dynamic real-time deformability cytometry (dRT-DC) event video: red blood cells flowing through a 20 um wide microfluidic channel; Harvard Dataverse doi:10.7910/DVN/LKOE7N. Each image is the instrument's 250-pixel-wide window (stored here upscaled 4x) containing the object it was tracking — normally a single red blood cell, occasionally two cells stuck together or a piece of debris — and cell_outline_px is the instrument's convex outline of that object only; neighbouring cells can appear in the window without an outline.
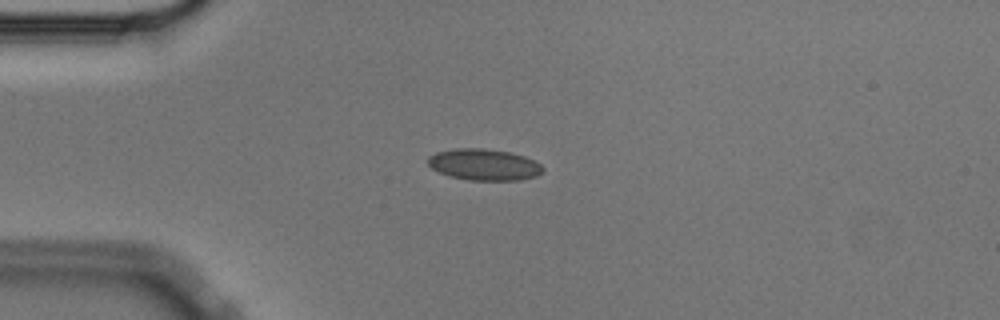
{"species": "Egyptian fruit bat (a non-hibernating species)", "species_latin": "Rousettus aegyptiacus", "temperature_condition": "cold", "stored_images_in_passage": 43, "camera_frame_rate_fps": 3000, "um_per_image_px": 0.085, "animal": {"sex": "male"}, "frame": {"image": 1, "passage_image": 1, "time_ms": 0.0, "image_size_px": [1000, 320], "cell_outline_px": [[544, 168], [536, 176], [520, 180], [468, 180], [448, 176], [432, 168], [428, 164], [428, 156], [436, 152], [456, 148], [484, 148], [508, 152], [524, 156], [540, 164]], "centroid_in_image_um": [41.11, 13.99], "position_along_channel_um": 43.9, "area_um2": 20.92}}
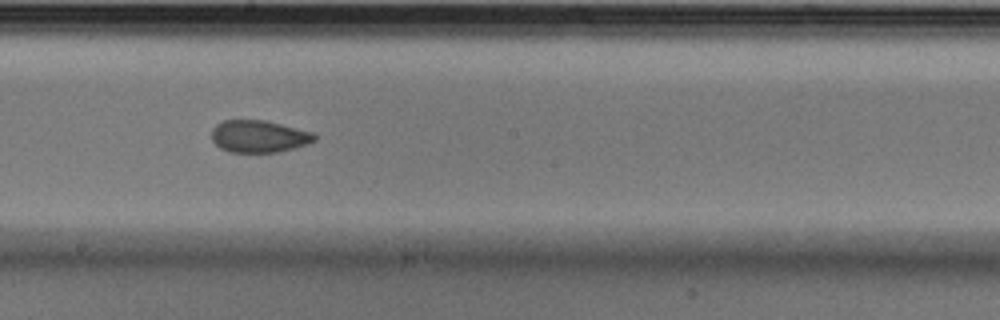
{"frame": {"image": 2, "passage_image": 18, "time_ms": 5.667, "image_size_px": [1000, 320], "cell_outline_px": [[316, 140], [308, 144], [296, 148], [276, 152], [228, 152], [220, 148], [212, 140], [212, 128], [216, 124], [224, 120], [264, 120], [312, 132], [316, 136]], "centroid_in_image_um": [22.0, 11.6], "position_along_channel_um": 226.2, "area_um2": 19.31}}
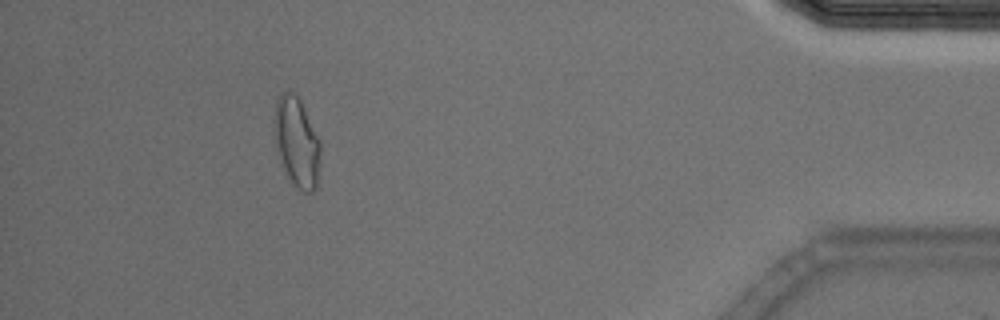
{"frame": {"image": 3, "passage_image": 38, "time_ms": 12.333, "image_size_px": [1000, 320], "cell_outline_px": [[320, 156], [316, 188], [312, 192], [304, 192], [296, 188], [288, 176], [280, 156], [276, 144], [272, 124], [272, 120], [276, 100], [284, 92], [292, 92], [300, 100], [320, 140]], "centroid_in_image_um": [25.21, 12.06], "position_along_channel_um": 410.0, "area_um2": 23.93}, "authors_computed_cell_mechanics": {"area_um2": 20.3456, "velocity_mm_per_s": 3.5638, "shape_relaxation_time_tau1_ms": 7.7207, "shape_relaxation_time_tau2_ms": 1.7496, "deformation_change_tau1": 0.1298, "deformation_change_tau2": 0.0483}}